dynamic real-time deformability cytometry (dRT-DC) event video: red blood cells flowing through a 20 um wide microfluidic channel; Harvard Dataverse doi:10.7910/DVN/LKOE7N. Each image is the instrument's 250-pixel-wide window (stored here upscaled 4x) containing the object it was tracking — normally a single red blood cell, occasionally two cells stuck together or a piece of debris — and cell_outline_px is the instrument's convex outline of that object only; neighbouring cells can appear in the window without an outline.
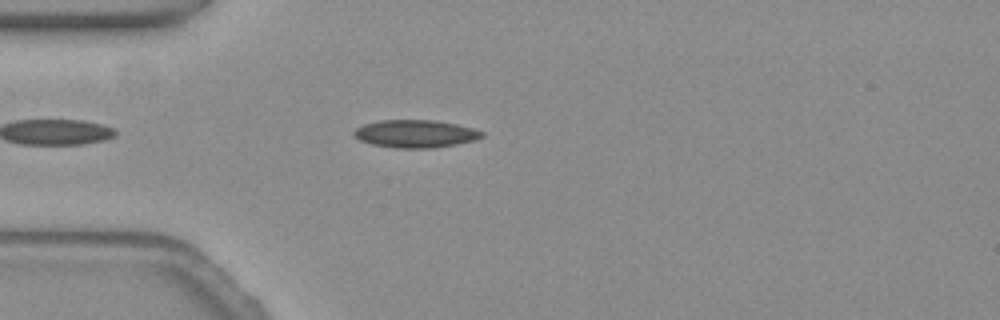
{"species": "common noctule bat (a hibernating species)", "species_latin": "Nyctalus noctula", "temperature_condition": "warm", "stored_images_in_passage": 7, "camera_frame_rate_fps": 3000, "um_per_image_px": 0.085, "animal": {"sex": "female", "body_mass_g": 19.3, "forearm_length_mm": 54.1}, "frame": {"image": 1, "passage_image": 1, "time_ms": 0.0, "image_size_px": [1000, 320], "cell_outline_px": [[484, 136], [472, 140], [432, 148], [396, 148], [372, 144], [360, 140], [352, 132], [356, 128], [364, 124], [380, 120], [436, 120], [456, 124], [472, 128], [484, 132]], "centroid_in_image_um": [35.28, 11.36], "position_along_channel_um": 49.7, "area_um2": 20.4}}